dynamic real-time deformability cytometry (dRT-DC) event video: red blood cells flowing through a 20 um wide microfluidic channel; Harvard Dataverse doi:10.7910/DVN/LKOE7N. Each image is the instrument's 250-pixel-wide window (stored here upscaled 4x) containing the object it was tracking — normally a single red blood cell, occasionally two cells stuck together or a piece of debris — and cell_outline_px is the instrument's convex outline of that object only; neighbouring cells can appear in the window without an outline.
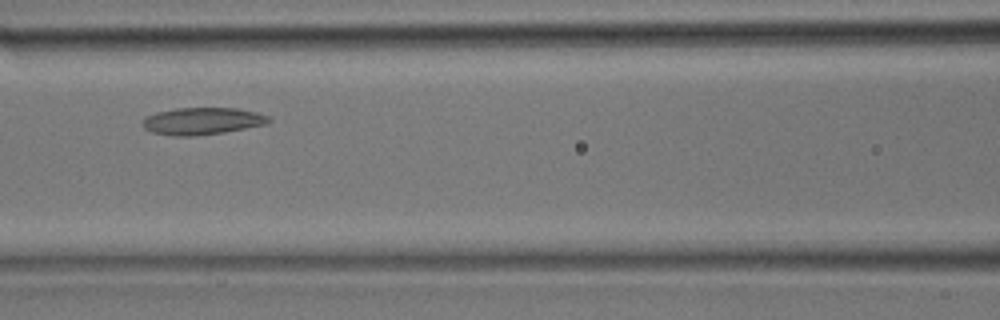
{"species": "common noctule bat (a hibernating species)", "species_latin": "Nyctalus noctula", "temperature_condition": "room temperature", "stored_images_in_passage": 27, "camera_frame_rate_fps": 3000, "um_per_image_px": 0.085, "animal": {"sex": "male", "body_mass_g": 17.9}, "frame": {"image": 1, "passage_image": 9, "time_ms": 2.667, "image_size_px": [1000, 320], "cell_outline_px": [[272, 120], [264, 124], [224, 132], [196, 136], [172, 136], [152, 132], [144, 128], [144, 116], [156, 112], [176, 108], [236, 108], [256, 112], [268, 116]], "centroid_in_image_um": [17.16, 10.29], "position_along_channel_um": 149.4, "area_um2": 19.83}}
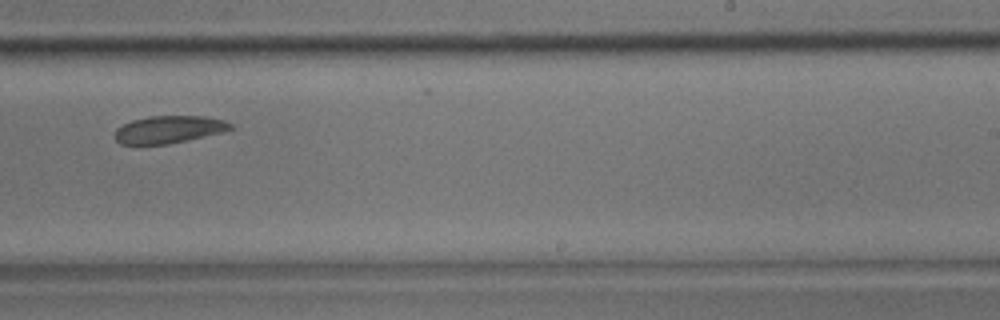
{"frame": {"image": 2, "passage_image": 15, "time_ms": 4.667, "image_size_px": [1000, 320], "cell_outline_px": [[236, 128], [188, 140], [168, 144], [120, 144], [116, 140], [116, 128], [132, 120], [148, 116], [200, 116], [224, 120], [232, 124]], "centroid_in_image_um": [14.36, 11.0], "position_along_channel_um": 274.6, "area_um2": 18.32}}
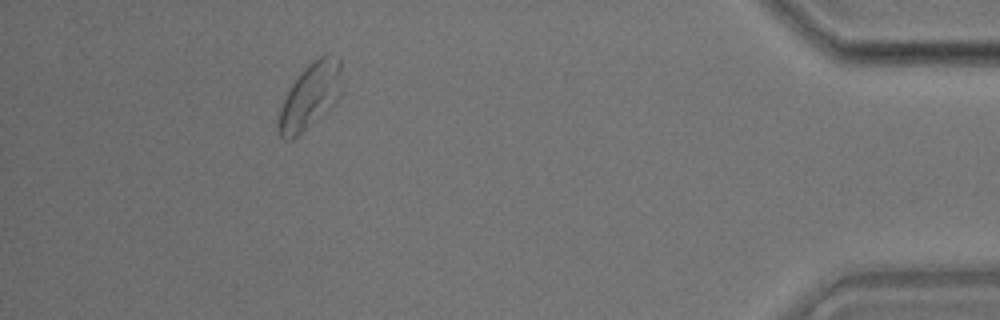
{"frame": {"image": 3, "passage_image": 24, "time_ms": 7.667, "image_size_px": [1000, 320], "cell_outline_px": [[340, 92], [336, 100], [332, 104], [292, 140], [284, 140], [276, 132], [276, 120], [280, 108], [292, 84], [300, 72], [312, 60], [324, 52], [328, 52], [340, 56]], "centroid_in_image_um": [26.32, 8.11], "position_along_channel_um": 408.9, "area_um2": 24.04}}